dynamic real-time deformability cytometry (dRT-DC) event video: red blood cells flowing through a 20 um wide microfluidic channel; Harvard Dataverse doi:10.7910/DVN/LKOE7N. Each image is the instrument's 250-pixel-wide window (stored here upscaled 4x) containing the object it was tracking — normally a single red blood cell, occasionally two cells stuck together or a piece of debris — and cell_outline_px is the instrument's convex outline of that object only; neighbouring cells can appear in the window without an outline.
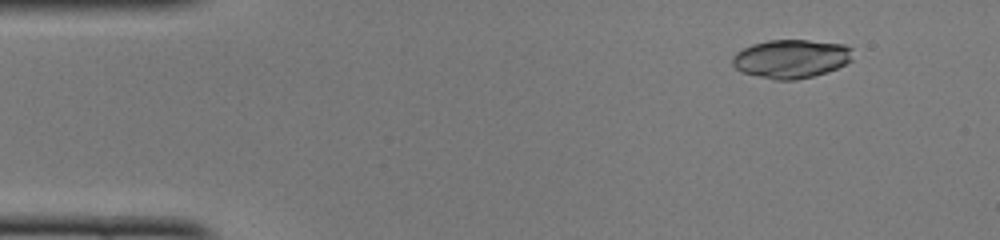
{"species": "common noctule bat (a hibernating species)", "species_latin": "Nyctalus noctula", "temperature_condition": "cold", "stored_images_in_passage": 48, "camera_frame_rate_fps": 3000, "um_per_image_px": 0.085, "animal": {"sex": "female", "body_mass_g": 22.0, "forearm_length_mm": 56.7}, "frame": {"image": 1, "passage_image": 5, "time_ms": 1.333, "image_size_px": [1000, 240], "cell_outline_px": [[852, 60], [836, 68], [812, 76], [796, 80], [772, 80], [740, 72], [732, 64], [732, 56], [736, 52], [752, 44], [768, 40], [808, 40], [844, 44], [852, 48]], "centroid_in_image_um": [67.21, 4.99], "position_along_channel_um": 17.8, "area_um2": 27.17}}